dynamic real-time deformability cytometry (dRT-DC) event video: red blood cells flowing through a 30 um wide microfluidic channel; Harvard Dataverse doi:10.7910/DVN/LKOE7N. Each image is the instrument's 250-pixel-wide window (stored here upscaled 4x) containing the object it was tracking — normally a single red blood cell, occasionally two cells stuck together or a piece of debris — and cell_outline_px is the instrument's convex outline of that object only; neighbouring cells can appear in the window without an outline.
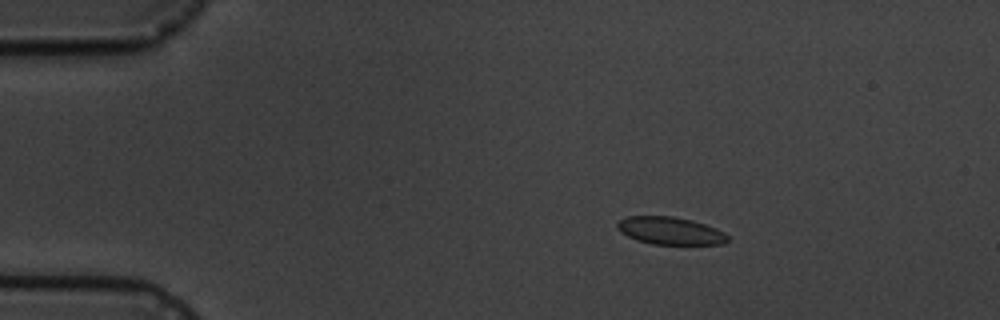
{"species": "common noctule bat (a hibernating species)", "species_latin": "Nyctalus noctula", "temperature_condition": "cold", "stored_images_in_passage": 4, "camera_frame_rate_fps": 3000, "um_per_image_px": 0.085, "animal": {"sex": "male", "body_mass_g": 19.5, "forearm_length_mm": 54.6}, "frame": {"image": 1, "passage_image": 2, "time_ms": 1.0, "image_size_px": [1000, 320], "cell_outline_px": [[728, 240], [724, 244], [652, 244], [636, 240], [620, 232], [616, 228], [616, 224], [620, 220], [628, 216], [672, 216], [692, 220], [716, 228], [724, 232], [728, 236]], "centroid_in_image_um": [56.95, 19.61], "position_along_channel_um": 28.0, "area_um2": 17.74}}